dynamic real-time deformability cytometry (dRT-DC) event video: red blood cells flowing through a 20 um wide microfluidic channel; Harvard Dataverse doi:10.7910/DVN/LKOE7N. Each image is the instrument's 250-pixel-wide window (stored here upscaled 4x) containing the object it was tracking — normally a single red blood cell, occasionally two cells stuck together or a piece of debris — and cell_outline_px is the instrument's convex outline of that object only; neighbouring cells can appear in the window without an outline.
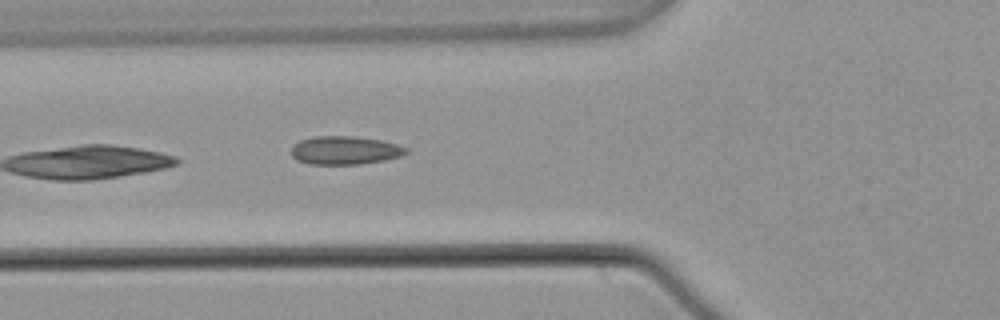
{"species": "common noctule bat (a hibernating species)", "species_latin": "Nyctalus noctula", "temperature_condition": "warm", "stored_images_in_passage": 7, "camera_frame_rate_fps": 3000, "um_per_image_px": 0.085, "animal": {"sex": "male", "body_mass_g": 21.5, "forearm_length_mm": 52.0}, "frame": {"image": 1, "passage_image": 7, "time_ms": 2.0, "image_size_px": [1000, 320], "cell_outline_px": [[408, 152], [400, 156], [384, 160], [360, 164], [312, 164], [296, 160], [292, 156], [292, 148], [300, 140], [312, 136], [352, 136], [380, 140], [396, 144], [408, 148]], "centroid_in_image_um": [29.31, 12.77], "position_along_channel_um": 96.5, "area_um2": 18.84}}